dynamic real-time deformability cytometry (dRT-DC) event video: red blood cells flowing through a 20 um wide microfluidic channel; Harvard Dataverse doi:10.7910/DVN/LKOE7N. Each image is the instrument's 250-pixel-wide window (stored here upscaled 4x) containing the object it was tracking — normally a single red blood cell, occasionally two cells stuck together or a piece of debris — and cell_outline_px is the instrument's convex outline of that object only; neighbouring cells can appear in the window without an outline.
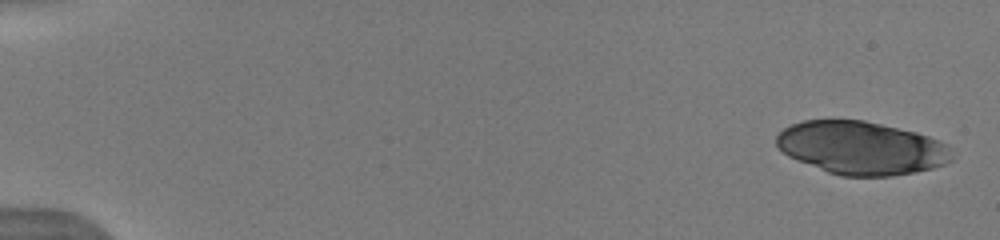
{"species": "human", "species_latin": "Homo sapiens", "temperature_condition": "warm", "stored_images_in_passage": 7, "segment_of_instrument_passage": [1, 2], "camera_frame_rate_fps": 3000, "um_per_image_px": 0.085, "donor": {"sex": "male"}, "frame": {"image": 1, "passage_image": 1, "time_ms": 0.0, "image_size_px": [1000, 240], "cell_outline_px": [[952, 160], [944, 164], [932, 168], [916, 172], [892, 176], [840, 176], [828, 172], [796, 160], [788, 156], [776, 144], [776, 136], [784, 128], [792, 124], [804, 120], [864, 120], [916, 132], [940, 140], [948, 144], [952, 148]], "centroid_in_image_um": [73.25, 12.58], "position_along_channel_um": 11.8, "area_um2": 54.45}}